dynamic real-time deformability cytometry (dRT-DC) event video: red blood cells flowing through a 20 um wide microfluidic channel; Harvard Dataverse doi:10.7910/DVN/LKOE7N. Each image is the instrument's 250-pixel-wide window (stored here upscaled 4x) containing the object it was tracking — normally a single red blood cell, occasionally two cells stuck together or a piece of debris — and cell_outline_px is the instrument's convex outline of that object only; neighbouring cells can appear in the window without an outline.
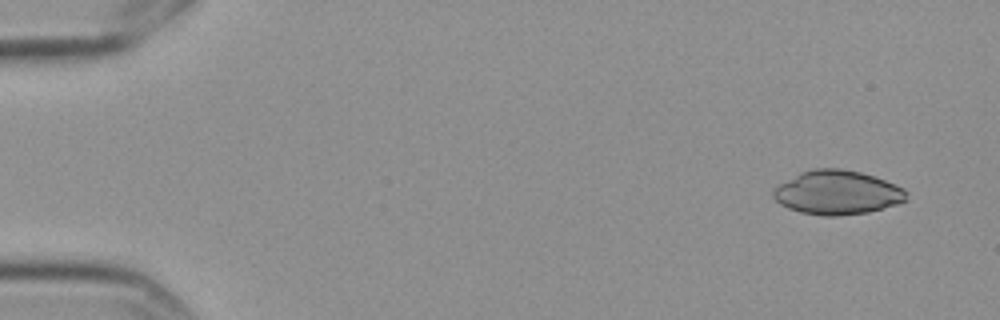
{"species": "Egyptian fruit bat (a non-hibernating species)", "species_latin": "Rousettus aegyptiacus", "temperature_condition": "cold", "stored_images_in_passage": 8, "camera_frame_rate_fps": 3000, "um_per_image_px": 0.085, "frame": {"image": 1, "passage_image": 2, "time_ms": 0.333, "image_size_px": [1000, 320], "cell_outline_px": [[908, 200], [896, 204], [868, 212], [836, 216], [824, 216], [800, 212], [788, 208], [780, 204], [772, 196], [772, 188], [800, 172], [812, 168], [840, 168], [860, 172], [884, 180], [904, 188], [908, 192]], "centroid_in_image_um": [71.14, 16.36], "position_along_channel_um": 13.9, "area_um2": 34.28}}